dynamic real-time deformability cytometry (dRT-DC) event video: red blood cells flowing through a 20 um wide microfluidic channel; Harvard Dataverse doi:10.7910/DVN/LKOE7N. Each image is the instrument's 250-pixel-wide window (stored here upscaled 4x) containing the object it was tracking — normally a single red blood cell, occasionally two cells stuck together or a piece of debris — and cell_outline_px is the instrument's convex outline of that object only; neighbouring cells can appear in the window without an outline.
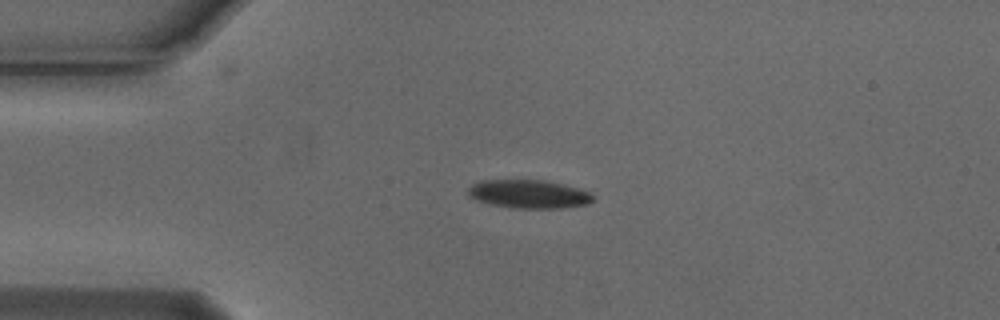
{"species": "Egyptian fruit bat (a non-hibernating species)", "species_latin": "Rousettus aegyptiacus", "temperature_condition": "cold", "stored_images_in_passage": 3, "camera_frame_rate_fps": 3000, "um_per_image_px": 0.085, "animal": {"sex": "male"}, "frame": {"image": 1, "passage_image": 3, "time_ms": 0.667, "image_size_px": [1000, 320], "cell_outline_px": [[596, 200], [588, 204], [560, 208], [512, 208], [488, 204], [476, 200], [468, 196], [468, 188], [472, 184], [480, 180], [544, 180], [564, 184], [580, 188], [588, 192]], "centroid_in_image_um": [44.93, 16.49], "position_along_channel_um": 40.1, "area_um2": 20.92}}